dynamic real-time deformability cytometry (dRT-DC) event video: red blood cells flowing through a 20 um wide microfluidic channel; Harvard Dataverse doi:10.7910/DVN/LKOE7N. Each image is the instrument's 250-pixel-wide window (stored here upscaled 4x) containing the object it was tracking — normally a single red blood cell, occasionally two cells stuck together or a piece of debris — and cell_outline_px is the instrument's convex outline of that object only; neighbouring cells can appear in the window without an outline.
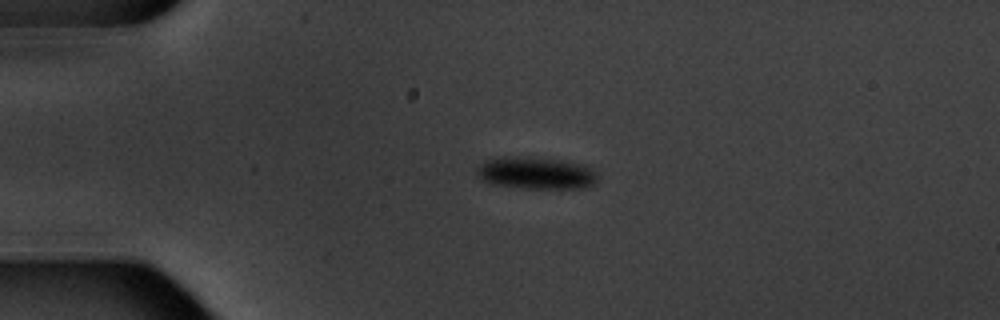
{"species": "common noctule bat (a hibernating species)", "species_latin": "Nyctalus noctula", "temperature_condition": "warm", "stored_images_in_passage": 2, "camera_frame_rate_fps": 3000, "um_per_image_px": 0.085, "animal": {"sex": "male", "body_mass_g": 20.1, "forearm_length_mm": 53.5}, "frame": {"image": 1, "passage_image": 1, "time_ms": 0.0, "image_size_px": [1000, 320], "cell_outline_px": [[596, 184], [584, 188], [524, 188], [492, 184], [484, 180], [476, 172], [476, 168], [484, 160], [504, 156], [564, 160], [588, 164], [596, 172]], "centroid_in_image_um": [45.6, 14.7], "position_along_channel_um": 39.4, "area_um2": 22.72}}